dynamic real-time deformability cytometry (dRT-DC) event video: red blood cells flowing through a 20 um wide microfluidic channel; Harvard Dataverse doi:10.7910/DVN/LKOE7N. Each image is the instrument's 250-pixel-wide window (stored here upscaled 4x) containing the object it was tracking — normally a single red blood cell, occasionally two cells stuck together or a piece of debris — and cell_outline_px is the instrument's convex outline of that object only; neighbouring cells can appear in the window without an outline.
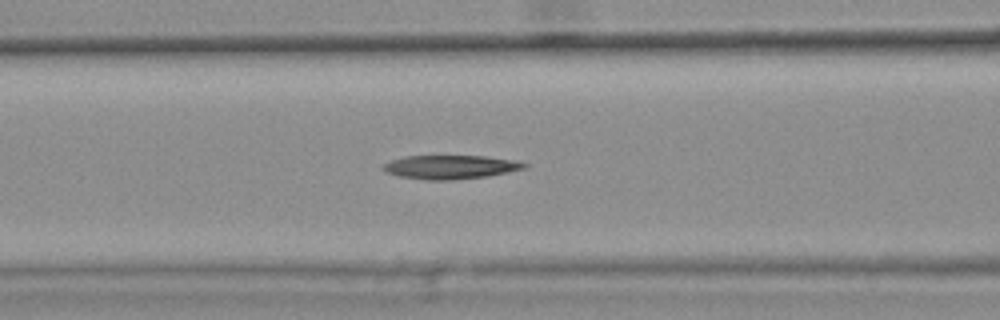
{"species": "common noctule bat (a hibernating species)", "species_latin": "Nyctalus noctula", "temperature_condition": "warm", "stored_images_in_passage": 45, "camera_frame_rate_fps": 3000, "um_per_image_px": 0.085, "animal": {"sex": "female", "body_mass_g": 25.1}, "frame": {"image": 1, "passage_image": 20, "time_ms": 6.333, "image_size_px": [1000, 320], "cell_outline_px": [[528, 164], [524, 168], [508, 172], [488, 176], [452, 180], [428, 180], [400, 176], [384, 172], [380, 168], [384, 164], [392, 160], [404, 156], [484, 156], [520, 160]], "centroid_in_image_um": [38.3, 14.19], "position_along_channel_um": 128.3, "area_um2": 19.65}}